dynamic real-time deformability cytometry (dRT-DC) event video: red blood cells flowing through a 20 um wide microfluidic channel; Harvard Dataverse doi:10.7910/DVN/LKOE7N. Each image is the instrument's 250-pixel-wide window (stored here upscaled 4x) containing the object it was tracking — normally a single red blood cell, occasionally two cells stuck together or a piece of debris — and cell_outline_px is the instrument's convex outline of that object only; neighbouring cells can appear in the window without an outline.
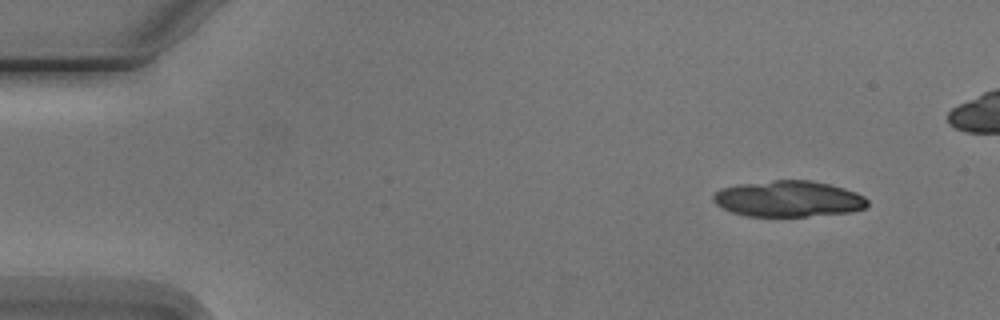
{"species": "Egyptian fruit bat (a non-hibernating species)", "species_latin": "Rousettus aegyptiacus", "temperature_condition": "cold", "stored_images_in_passage": 4, "camera_frame_rate_fps": 3000, "um_per_image_px": 0.085, "animal": {"sex": "male"}, "frame": {"image": 1, "passage_image": 1, "time_ms": 0.0, "image_size_px": [1000, 320], "cell_outline_px": [[868, 204], [864, 208], [852, 212], [808, 216], [748, 216], [732, 212], [716, 204], [712, 200], [712, 196], [720, 188], [740, 184], [772, 180], [812, 180], [844, 188], [856, 192], [864, 196], [868, 200]], "centroid_in_image_um": [67.02, 16.89], "position_along_channel_um": 18.0, "area_um2": 32.43}}